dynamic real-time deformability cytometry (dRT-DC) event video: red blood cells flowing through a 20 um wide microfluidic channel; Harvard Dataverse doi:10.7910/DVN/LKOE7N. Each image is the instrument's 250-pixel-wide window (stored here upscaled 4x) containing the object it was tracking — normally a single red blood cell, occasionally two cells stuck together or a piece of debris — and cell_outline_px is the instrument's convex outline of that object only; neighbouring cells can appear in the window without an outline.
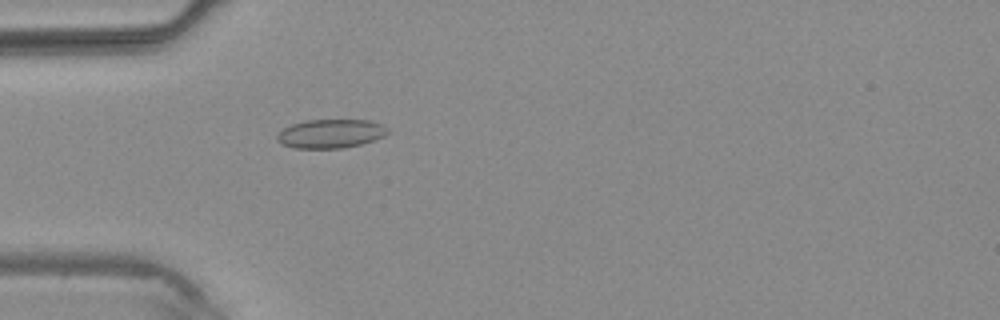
{"species": "common noctule bat (a hibernating species)", "species_latin": "Nyctalus noctula", "temperature_condition": "warm", "stored_images_in_passage": 3, "camera_frame_rate_fps": 3000, "um_per_image_px": 0.085, "animal": {"sex": "male", "body_mass_g": 20.4}, "frame": {"image": 1, "passage_image": 3, "time_ms": 2.333, "image_size_px": [1000, 320], "cell_outline_px": [[388, 132], [384, 136], [360, 144], [344, 148], [292, 148], [276, 140], [276, 136], [284, 128], [292, 124], [308, 120], [372, 120], [384, 124], [388, 128]], "centroid_in_image_um": [28.13, 11.35], "position_along_channel_um": 56.9, "area_um2": 18.55}}